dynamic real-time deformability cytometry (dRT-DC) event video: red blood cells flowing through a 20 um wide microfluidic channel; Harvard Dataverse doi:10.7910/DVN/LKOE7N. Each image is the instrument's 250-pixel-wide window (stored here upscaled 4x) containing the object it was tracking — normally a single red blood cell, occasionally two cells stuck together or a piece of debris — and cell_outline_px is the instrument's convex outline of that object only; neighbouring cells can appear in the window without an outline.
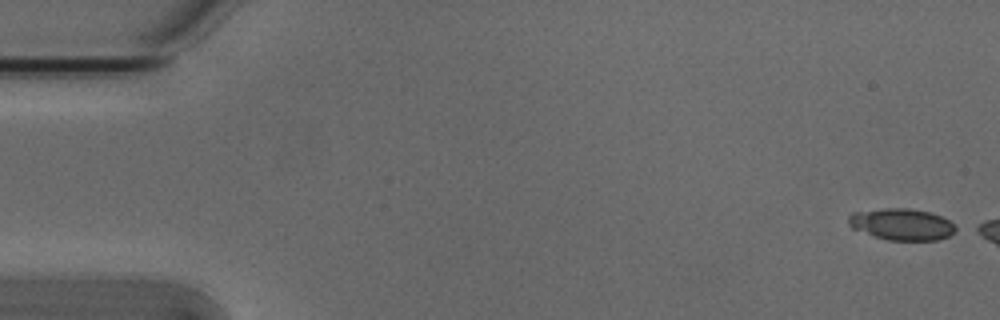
{"species": "Egyptian fruit bat (a non-hibernating species)", "species_latin": "Rousettus aegyptiacus", "temperature_condition": "cold", "stored_images_in_passage": 3, "camera_frame_rate_fps": 3000, "um_per_image_px": 0.085, "animal": {"sex": "male"}, "frame": {"image": 1, "passage_image": 1, "time_ms": 0.0, "image_size_px": [1000, 320], "cell_outline_px": [[960, 228], [956, 232], [948, 236], [936, 240], [888, 240], [852, 228], [848, 224], [848, 216], [852, 212], [884, 208], [908, 208], [928, 212], [940, 216], [948, 220]], "centroid_in_image_um": [76.66, 19.06], "position_along_channel_um": 8.3, "area_um2": 19.71}}